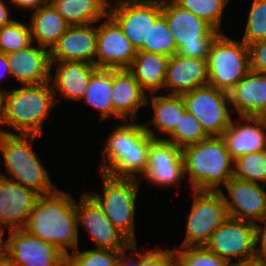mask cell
I'll use <instances>...</instances> for the list:
<instances>
[{
	"label": "cell",
	"mask_w": 266,
	"mask_h": 266,
	"mask_svg": "<svg viewBox=\"0 0 266 266\" xmlns=\"http://www.w3.org/2000/svg\"><path fill=\"white\" fill-rule=\"evenodd\" d=\"M78 223L76 202L69 193L57 189L38 197L24 230L67 255L68 248L78 249Z\"/></svg>",
	"instance_id": "6da1fadb"
},
{
	"label": "cell",
	"mask_w": 266,
	"mask_h": 266,
	"mask_svg": "<svg viewBox=\"0 0 266 266\" xmlns=\"http://www.w3.org/2000/svg\"><path fill=\"white\" fill-rule=\"evenodd\" d=\"M154 140L144 124H116L102 151L100 172L116 178L141 179L146 172L148 152Z\"/></svg>",
	"instance_id": "7a4b0ae2"
},
{
	"label": "cell",
	"mask_w": 266,
	"mask_h": 266,
	"mask_svg": "<svg viewBox=\"0 0 266 266\" xmlns=\"http://www.w3.org/2000/svg\"><path fill=\"white\" fill-rule=\"evenodd\" d=\"M182 160L193 190L220 191L218 186L233 177L234 159L221 136L183 147Z\"/></svg>",
	"instance_id": "3957f363"
},
{
	"label": "cell",
	"mask_w": 266,
	"mask_h": 266,
	"mask_svg": "<svg viewBox=\"0 0 266 266\" xmlns=\"http://www.w3.org/2000/svg\"><path fill=\"white\" fill-rule=\"evenodd\" d=\"M50 82L5 90L0 125L13 127L19 134L42 135V125L57 104Z\"/></svg>",
	"instance_id": "277c9868"
},
{
	"label": "cell",
	"mask_w": 266,
	"mask_h": 266,
	"mask_svg": "<svg viewBox=\"0 0 266 266\" xmlns=\"http://www.w3.org/2000/svg\"><path fill=\"white\" fill-rule=\"evenodd\" d=\"M36 134H14L0 129V151L11 180L30 188L39 195H48L54 188L49 173L33 152L32 143Z\"/></svg>",
	"instance_id": "5b68a950"
},
{
	"label": "cell",
	"mask_w": 266,
	"mask_h": 266,
	"mask_svg": "<svg viewBox=\"0 0 266 266\" xmlns=\"http://www.w3.org/2000/svg\"><path fill=\"white\" fill-rule=\"evenodd\" d=\"M162 14L167 20L177 55L208 59L211 43L220 32L174 0H162Z\"/></svg>",
	"instance_id": "8992f818"
},
{
	"label": "cell",
	"mask_w": 266,
	"mask_h": 266,
	"mask_svg": "<svg viewBox=\"0 0 266 266\" xmlns=\"http://www.w3.org/2000/svg\"><path fill=\"white\" fill-rule=\"evenodd\" d=\"M207 66L208 85L228 93L250 71L248 46L219 33L211 43Z\"/></svg>",
	"instance_id": "52a82bcc"
},
{
	"label": "cell",
	"mask_w": 266,
	"mask_h": 266,
	"mask_svg": "<svg viewBox=\"0 0 266 266\" xmlns=\"http://www.w3.org/2000/svg\"><path fill=\"white\" fill-rule=\"evenodd\" d=\"M103 199L96 192H87L102 208L109 221L132 243L136 242L134 216L139 179L116 178L101 173Z\"/></svg>",
	"instance_id": "ba28073f"
},
{
	"label": "cell",
	"mask_w": 266,
	"mask_h": 266,
	"mask_svg": "<svg viewBox=\"0 0 266 266\" xmlns=\"http://www.w3.org/2000/svg\"><path fill=\"white\" fill-rule=\"evenodd\" d=\"M229 217L220 191L194 190L181 247L205 246L213 232Z\"/></svg>",
	"instance_id": "9c48e42d"
},
{
	"label": "cell",
	"mask_w": 266,
	"mask_h": 266,
	"mask_svg": "<svg viewBox=\"0 0 266 266\" xmlns=\"http://www.w3.org/2000/svg\"><path fill=\"white\" fill-rule=\"evenodd\" d=\"M181 96L186 110L201 123L209 136H221L233 120L227 92L205 85Z\"/></svg>",
	"instance_id": "30bf717a"
},
{
	"label": "cell",
	"mask_w": 266,
	"mask_h": 266,
	"mask_svg": "<svg viewBox=\"0 0 266 266\" xmlns=\"http://www.w3.org/2000/svg\"><path fill=\"white\" fill-rule=\"evenodd\" d=\"M205 247L230 264L252 262L256 248L255 225L228 217L213 232ZM231 258H235L236 262H232Z\"/></svg>",
	"instance_id": "8fae6325"
},
{
	"label": "cell",
	"mask_w": 266,
	"mask_h": 266,
	"mask_svg": "<svg viewBox=\"0 0 266 266\" xmlns=\"http://www.w3.org/2000/svg\"><path fill=\"white\" fill-rule=\"evenodd\" d=\"M111 2L109 15L123 29L136 51L148 44L150 28L162 14V0H115L114 6Z\"/></svg>",
	"instance_id": "7c38bea8"
},
{
	"label": "cell",
	"mask_w": 266,
	"mask_h": 266,
	"mask_svg": "<svg viewBox=\"0 0 266 266\" xmlns=\"http://www.w3.org/2000/svg\"><path fill=\"white\" fill-rule=\"evenodd\" d=\"M1 249L10 257L13 266H65L66 254L54 244L32 236L24 229L9 230Z\"/></svg>",
	"instance_id": "4fadbf2b"
},
{
	"label": "cell",
	"mask_w": 266,
	"mask_h": 266,
	"mask_svg": "<svg viewBox=\"0 0 266 266\" xmlns=\"http://www.w3.org/2000/svg\"><path fill=\"white\" fill-rule=\"evenodd\" d=\"M76 205L78 222L87 229L96 242V249L124 250L137 253V243H132L105 216L100 205L86 192Z\"/></svg>",
	"instance_id": "5bb4252c"
},
{
	"label": "cell",
	"mask_w": 266,
	"mask_h": 266,
	"mask_svg": "<svg viewBox=\"0 0 266 266\" xmlns=\"http://www.w3.org/2000/svg\"><path fill=\"white\" fill-rule=\"evenodd\" d=\"M136 52L123 29L108 14L97 26L95 66L98 69H128Z\"/></svg>",
	"instance_id": "9a60e30c"
},
{
	"label": "cell",
	"mask_w": 266,
	"mask_h": 266,
	"mask_svg": "<svg viewBox=\"0 0 266 266\" xmlns=\"http://www.w3.org/2000/svg\"><path fill=\"white\" fill-rule=\"evenodd\" d=\"M228 197L220 190L229 217L256 224L266 218L265 185L232 177L225 184ZM256 220V221H255Z\"/></svg>",
	"instance_id": "2e32d148"
},
{
	"label": "cell",
	"mask_w": 266,
	"mask_h": 266,
	"mask_svg": "<svg viewBox=\"0 0 266 266\" xmlns=\"http://www.w3.org/2000/svg\"><path fill=\"white\" fill-rule=\"evenodd\" d=\"M40 195L0 173V230L24 229Z\"/></svg>",
	"instance_id": "e0dca14e"
},
{
	"label": "cell",
	"mask_w": 266,
	"mask_h": 266,
	"mask_svg": "<svg viewBox=\"0 0 266 266\" xmlns=\"http://www.w3.org/2000/svg\"><path fill=\"white\" fill-rule=\"evenodd\" d=\"M185 177L182 148L164 139H155L148 152L147 169L139 179L157 187L177 185Z\"/></svg>",
	"instance_id": "ac0fdd59"
},
{
	"label": "cell",
	"mask_w": 266,
	"mask_h": 266,
	"mask_svg": "<svg viewBox=\"0 0 266 266\" xmlns=\"http://www.w3.org/2000/svg\"><path fill=\"white\" fill-rule=\"evenodd\" d=\"M73 25L50 50L51 61H82L95 65L97 25Z\"/></svg>",
	"instance_id": "d6986e66"
},
{
	"label": "cell",
	"mask_w": 266,
	"mask_h": 266,
	"mask_svg": "<svg viewBox=\"0 0 266 266\" xmlns=\"http://www.w3.org/2000/svg\"><path fill=\"white\" fill-rule=\"evenodd\" d=\"M229 126L221 135L228 153L235 160L244 154L259 152L266 149V118L265 117H240ZM245 120L247 122L242 123Z\"/></svg>",
	"instance_id": "ffe728a7"
},
{
	"label": "cell",
	"mask_w": 266,
	"mask_h": 266,
	"mask_svg": "<svg viewBox=\"0 0 266 266\" xmlns=\"http://www.w3.org/2000/svg\"><path fill=\"white\" fill-rule=\"evenodd\" d=\"M208 85L207 59L184 58L177 54L169 58L163 88L170 95H182Z\"/></svg>",
	"instance_id": "44dd1931"
},
{
	"label": "cell",
	"mask_w": 266,
	"mask_h": 266,
	"mask_svg": "<svg viewBox=\"0 0 266 266\" xmlns=\"http://www.w3.org/2000/svg\"><path fill=\"white\" fill-rule=\"evenodd\" d=\"M11 76L21 84H40L52 81L50 50L33 46L6 54Z\"/></svg>",
	"instance_id": "7402d4cb"
},
{
	"label": "cell",
	"mask_w": 266,
	"mask_h": 266,
	"mask_svg": "<svg viewBox=\"0 0 266 266\" xmlns=\"http://www.w3.org/2000/svg\"><path fill=\"white\" fill-rule=\"evenodd\" d=\"M228 94L240 117L266 118V74L249 71Z\"/></svg>",
	"instance_id": "603a6c76"
},
{
	"label": "cell",
	"mask_w": 266,
	"mask_h": 266,
	"mask_svg": "<svg viewBox=\"0 0 266 266\" xmlns=\"http://www.w3.org/2000/svg\"><path fill=\"white\" fill-rule=\"evenodd\" d=\"M111 100L113 115L125 123L128 116L135 120L139 108L150 104L145 91L128 69H113Z\"/></svg>",
	"instance_id": "cb8c5ba5"
},
{
	"label": "cell",
	"mask_w": 266,
	"mask_h": 266,
	"mask_svg": "<svg viewBox=\"0 0 266 266\" xmlns=\"http://www.w3.org/2000/svg\"><path fill=\"white\" fill-rule=\"evenodd\" d=\"M55 62L58 66L51 82L54 97L59 93L61 97L69 100H82L90 78L98 68L94 64L82 61H51V70Z\"/></svg>",
	"instance_id": "d4e9b609"
},
{
	"label": "cell",
	"mask_w": 266,
	"mask_h": 266,
	"mask_svg": "<svg viewBox=\"0 0 266 266\" xmlns=\"http://www.w3.org/2000/svg\"><path fill=\"white\" fill-rule=\"evenodd\" d=\"M169 58L167 55L137 51L128 70L144 91L153 93L163 88Z\"/></svg>",
	"instance_id": "484cf974"
},
{
	"label": "cell",
	"mask_w": 266,
	"mask_h": 266,
	"mask_svg": "<svg viewBox=\"0 0 266 266\" xmlns=\"http://www.w3.org/2000/svg\"><path fill=\"white\" fill-rule=\"evenodd\" d=\"M70 25L98 23L109 14V0H49Z\"/></svg>",
	"instance_id": "4316f807"
},
{
	"label": "cell",
	"mask_w": 266,
	"mask_h": 266,
	"mask_svg": "<svg viewBox=\"0 0 266 266\" xmlns=\"http://www.w3.org/2000/svg\"><path fill=\"white\" fill-rule=\"evenodd\" d=\"M33 12L29 24L32 41L51 50L70 25L50 3Z\"/></svg>",
	"instance_id": "83f0119b"
},
{
	"label": "cell",
	"mask_w": 266,
	"mask_h": 266,
	"mask_svg": "<svg viewBox=\"0 0 266 266\" xmlns=\"http://www.w3.org/2000/svg\"><path fill=\"white\" fill-rule=\"evenodd\" d=\"M151 97L154 116L150 122L144 124V127L154 139H161L158 136L156 137L155 132L149 128V124H153L155 130L169 135L186 111V105L181 95L167 94L166 96L153 95Z\"/></svg>",
	"instance_id": "f1b7e54d"
},
{
	"label": "cell",
	"mask_w": 266,
	"mask_h": 266,
	"mask_svg": "<svg viewBox=\"0 0 266 266\" xmlns=\"http://www.w3.org/2000/svg\"><path fill=\"white\" fill-rule=\"evenodd\" d=\"M113 69H98L90 78L82 100L101 113V120L113 116L111 100Z\"/></svg>",
	"instance_id": "f546056e"
},
{
	"label": "cell",
	"mask_w": 266,
	"mask_h": 266,
	"mask_svg": "<svg viewBox=\"0 0 266 266\" xmlns=\"http://www.w3.org/2000/svg\"><path fill=\"white\" fill-rule=\"evenodd\" d=\"M233 177L266 186V149L237 157Z\"/></svg>",
	"instance_id": "4dcf8cb0"
},
{
	"label": "cell",
	"mask_w": 266,
	"mask_h": 266,
	"mask_svg": "<svg viewBox=\"0 0 266 266\" xmlns=\"http://www.w3.org/2000/svg\"><path fill=\"white\" fill-rule=\"evenodd\" d=\"M169 136V139H161L171 142L180 148L199 143L210 137L202 128L201 123L187 110L180 117V121L176 124L175 129Z\"/></svg>",
	"instance_id": "1f68e13d"
},
{
	"label": "cell",
	"mask_w": 266,
	"mask_h": 266,
	"mask_svg": "<svg viewBox=\"0 0 266 266\" xmlns=\"http://www.w3.org/2000/svg\"><path fill=\"white\" fill-rule=\"evenodd\" d=\"M138 51L157 53L169 57L177 54L175 42L163 14L156 19L155 23L150 28L148 44H143Z\"/></svg>",
	"instance_id": "d6a6232c"
},
{
	"label": "cell",
	"mask_w": 266,
	"mask_h": 266,
	"mask_svg": "<svg viewBox=\"0 0 266 266\" xmlns=\"http://www.w3.org/2000/svg\"><path fill=\"white\" fill-rule=\"evenodd\" d=\"M179 6L189 10L194 15L220 31L224 8L229 0H174Z\"/></svg>",
	"instance_id": "836d02e7"
},
{
	"label": "cell",
	"mask_w": 266,
	"mask_h": 266,
	"mask_svg": "<svg viewBox=\"0 0 266 266\" xmlns=\"http://www.w3.org/2000/svg\"><path fill=\"white\" fill-rule=\"evenodd\" d=\"M33 44L31 28L24 23L13 21L11 24L0 28V52L8 54Z\"/></svg>",
	"instance_id": "e575fe53"
},
{
	"label": "cell",
	"mask_w": 266,
	"mask_h": 266,
	"mask_svg": "<svg viewBox=\"0 0 266 266\" xmlns=\"http://www.w3.org/2000/svg\"><path fill=\"white\" fill-rule=\"evenodd\" d=\"M120 251L94 248L80 252L77 249L66 255L65 266H115Z\"/></svg>",
	"instance_id": "d590c367"
},
{
	"label": "cell",
	"mask_w": 266,
	"mask_h": 266,
	"mask_svg": "<svg viewBox=\"0 0 266 266\" xmlns=\"http://www.w3.org/2000/svg\"><path fill=\"white\" fill-rule=\"evenodd\" d=\"M179 266H229L230 263L210 252L205 246H190L175 249Z\"/></svg>",
	"instance_id": "8d00e7d4"
},
{
	"label": "cell",
	"mask_w": 266,
	"mask_h": 266,
	"mask_svg": "<svg viewBox=\"0 0 266 266\" xmlns=\"http://www.w3.org/2000/svg\"><path fill=\"white\" fill-rule=\"evenodd\" d=\"M266 39V0H253L242 41L248 46Z\"/></svg>",
	"instance_id": "74e56055"
},
{
	"label": "cell",
	"mask_w": 266,
	"mask_h": 266,
	"mask_svg": "<svg viewBox=\"0 0 266 266\" xmlns=\"http://www.w3.org/2000/svg\"><path fill=\"white\" fill-rule=\"evenodd\" d=\"M176 263L174 249L156 248L141 255V266H175Z\"/></svg>",
	"instance_id": "f35d334b"
},
{
	"label": "cell",
	"mask_w": 266,
	"mask_h": 266,
	"mask_svg": "<svg viewBox=\"0 0 266 266\" xmlns=\"http://www.w3.org/2000/svg\"><path fill=\"white\" fill-rule=\"evenodd\" d=\"M250 71L266 74V39L248 45Z\"/></svg>",
	"instance_id": "ab89813d"
},
{
	"label": "cell",
	"mask_w": 266,
	"mask_h": 266,
	"mask_svg": "<svg viewBox=\"0 0 266 266\" xmlns=\"http://www.w3.org/2000/svg\"><path fill=\"white\" fill-rule=\"evenodd\" d=\"M262 225L256 223L255 224V247L260 242V247L255 248V259L254 261L266 263V218L260 220Z\"/></svg>",
	"instance_id": "60d3db41"
},
{
	"label": "cell",
	"mask_w": 266,
	"mask_h": 266,
	"mask_svg": "<svg viewBox=\"0 0 266 266\" xmlns=\"http://www.w3.org/2000/svg\"><path fill=\"white\" fill-rule=\"evenodd\" d=\"M11 5L23 9L39 10L41 7L46 6L49 0H10Z\"/></svg>",
	"instance_id": "b9f144b4"
},
{
	"label": "cell",
	"mask_w": 266,
	"mask_h": 266,
	"mask_svg": "<svg viewBox=\"0 0 266 266\" xmlns=\"http://www.w3.org/2000/svg\"><path fill=\"white\" fill-rule=\"evenodd\" d=\"M125 250L120 251L119 257L117 259L115 266H141V255L137 256L136 260L133 256L126 255L125 259Z\"/></svg>",
	"instance_id": "7bdbcfd3"
},
{
	"label": "cell",
	"mask_w": 266,
	"mask_h": 266,
	"mask_svg": "<svg viewBox=\"0 0 266 266\" xmlns=\"http://www.w3.org/2000/svg\"><path fill=\"white\" fill-rule=\"evenodd\" d=\"M3 0H0V28L11 24L14 20L10 19L9 8Z\"/></svg>",
	"instance_id": "ee69618b"
},
{
	"label": "cell",
	"mask_w": 266,
	"mask_h": 266,
	"mask_svg": "<svg viewBox=\"0 0 266 266\" xmlns=\"http://www.w3.org/2000/svg\"><path fill=\"white\" fill-rule=\"evenodd\" d=\"M6 73L11 75L9 63L6 54L0 52V79L4 77Z\"/></svg>",
	"instance_id": "f6af8a7d"
},
{
	"label": "cell",
	"mask_w": 266,
	"mask_h": 266,
	"mask_svg": "<svg viewBox=\"0 0 266 266\" xmlns=\"http://www.w3.org/2000/svg\"><path fill=\"white\" fill-rule=\"evenodd\" d=\"M0 266H13L10 257L2 249L0 250Z\"/></svg>",
	"instance_id": "bcb514c9"
},
{
	"label": "cell",
	"mask_w": 266,
	"mask_h": 266,
	"mask_svg": "<svg viewBox=\"0 0 266 266\" xmlns=\"http://www.w3.org/2000/svg\"><path fill=\"white\" fill-rule=\"evenodd\" d=\"M229 266H266V263L252 261L246 263H231Z\"/></svg>",
	"instance_id": "7dc6e473"
},
{
	"label": "cell",
	"mask_w": 266,
	"mask_h": 266,
	"mask_svg": "<svg viewBox=\"0 0 266 266\" xmlns=\"http://www.w3.org/2000/svg\"><path fill=\"white\" fill-rule=\"evenodd\" d=\"M4 94H5L4 89L1 90L0 88V123L3 117Z\"/></svg>",
	"instance_id": "c3c4849f"
},
{
	"label": "cell",
	"mask_w": 266,
	"mask_h": 266,
	"mask_svg": "<svg viewBox=\"0 0 266 266\" xmlns=\"http://www.w3.org/2000/svg\"><path fill=\"white\" fill-rule=\"evenodd\" d=\"M2 235H3V232L0 231V250H1V247H2Z\"/></svg>",
	"instance_id": "681fc988"
}]
</instances>
